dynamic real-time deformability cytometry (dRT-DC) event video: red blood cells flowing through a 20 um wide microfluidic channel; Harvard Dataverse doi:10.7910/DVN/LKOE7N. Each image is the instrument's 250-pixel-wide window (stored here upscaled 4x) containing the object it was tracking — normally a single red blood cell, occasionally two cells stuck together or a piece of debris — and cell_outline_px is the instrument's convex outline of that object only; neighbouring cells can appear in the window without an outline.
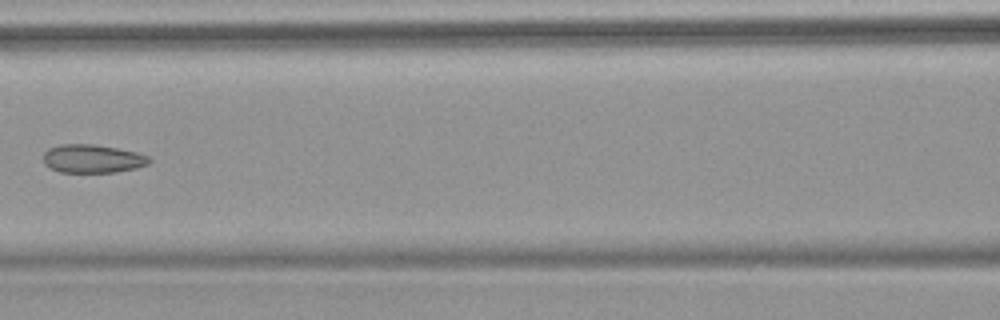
{"species": "common noctule bat (a hibernating species)", "species_latin": "Nyctalus noctula", "temperature_condition": "warm", "stored_images_in_passage": 8, "camera_frame_rate_fps": 3000, "um_per_image_px": 0.085, "animal": {"sex": "female", "body_mass_g": 18.4}, "frame": {"image": 1, "passage_image": 7, "time_ms": 7.333, "image_size_px": [1000, 320], "cell_outline_px": [[152, 160], [148, 164], [136, 168], [116, 172], [60, 172], [44, 164], [44, 152], [48, 148], [60, 144], [96, 144], [136, 152], [148, 156]], "centroid_in_image_um": [7.86, 13.48], "position_along_channel_um": 158.7, "area_um2": 17.51}}
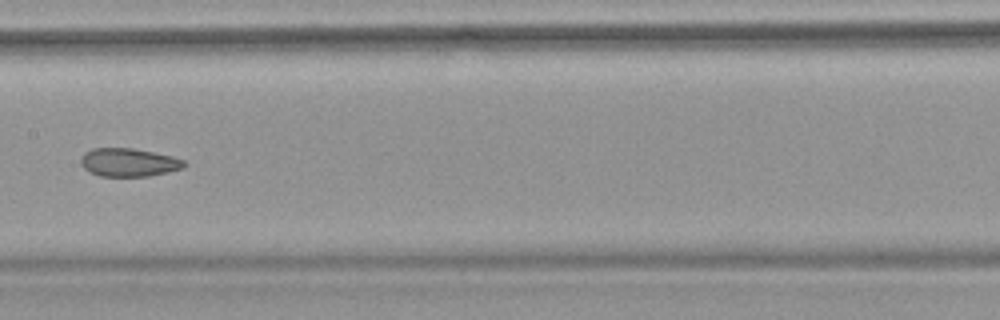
{"frame": {"image": 2, "passage_image": 8, "time_ms": 8.333, "image_size_px": [1000, 320], "cell_outline_px": [[188, 164], [184, 168], [148, 176], [100, 176], [88, 172], [80, 164], [80, 156], [84, 152], [92, 148], [132, 148], [172, 156], [184, 160]], "centroid_in_image_um": [10.91, 13.8], "position_along_channel_um": 196.5, "area_um2": 17.17}}